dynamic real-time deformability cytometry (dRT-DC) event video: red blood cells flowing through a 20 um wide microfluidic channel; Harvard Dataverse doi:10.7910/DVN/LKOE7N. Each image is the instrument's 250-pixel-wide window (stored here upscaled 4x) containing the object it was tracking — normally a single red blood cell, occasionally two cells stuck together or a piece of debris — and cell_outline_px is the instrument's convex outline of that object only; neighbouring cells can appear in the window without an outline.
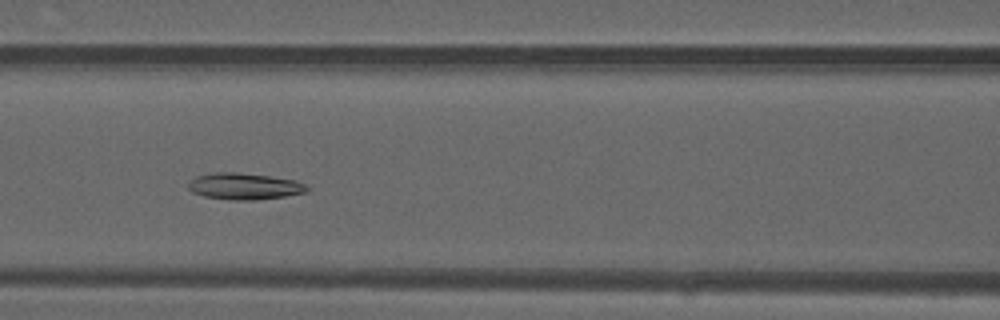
{"species": "common noctule bat (a hibernating species)", "species_latin": "Nyctalus noctula", "temperature_condition": "warm", "stored_images_in_passage": 36, "camera_frame_rate_fps": 3000, "um_per_image_px": 0.085, "animal": {"sex": "male", "forearm_length_mm": 52.5}, "frame": {"image": 1, "passage_image": 12, "time_ms": 3.667, "image_size_px": [1000, 320], "cell_outline_px": [[308, 192], [284, 196], [256, 200], [232, 200], [204, 196], [192, 192], [188, 188], [188, 180], [196, 176], [212, 172], [236, 172], [268, 176], [296, 180], [304, 184], [308, 188]], "centroid_in_image_um": [20.73, 15.83], "position_along_channel_um": 145.9, "area_um2": 18.38}}
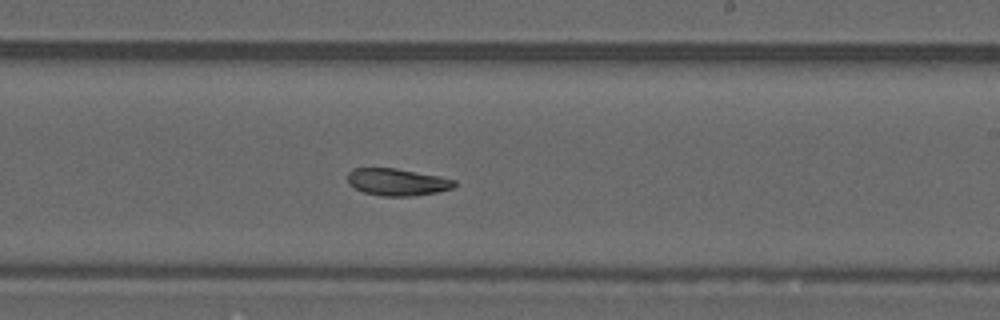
{"frame": {"image": 2, "passage_image": 20, "time_ms": 6.333, "image_size_px": [1000, 320], "cell_outline_px": [[456, 184], [452, 188], [436, 192], [412, 196], [380, 196], [364, 192], [348, 184], [348, 172], [352, 168], [396, 168], [456, 180]], "centroid_in_image_um": [33.72, 15.47], "position_along_channel_um": 255.3, "area_um2": 16.7}}
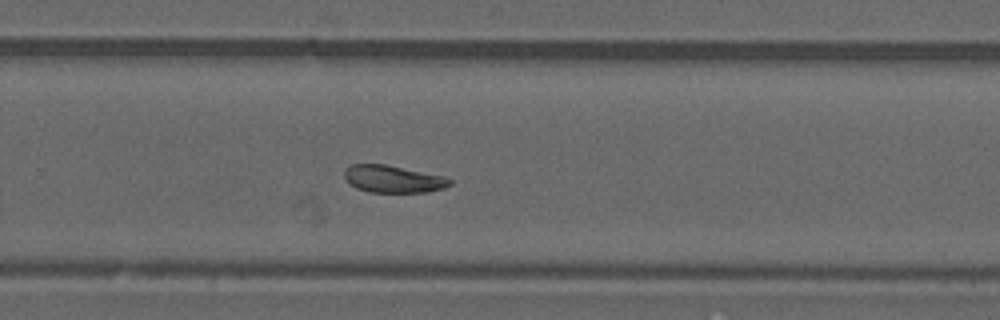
{"frame": {"image": 3, "passage_image": 23, "time_ms": 7.333, "image_size_px": [1000, 320], "cell_outline_px": [[452, 184], [444, 188], [428, 192], [368, 192], [356, 188], [348, 184], [344, 176], [344, 172], [352, 164], [384, 164], [444, 176], [452, 180]], "centroid_in_image_um": [33.41, 15.23], "position_along_channel_um": 296.4, "area_um2": 16.76}, "authors_computed_cell_mechanics": {"area_um2": 17.6868, "velocity_mm_per_s": 4.1222, "shape_relaxation_time_tau1_ms": null, "shape_relaxation_time_tau2_ms": 3.6592, "deformation_change_tau1": null, "deformation_change_tau2": 0.0923}}